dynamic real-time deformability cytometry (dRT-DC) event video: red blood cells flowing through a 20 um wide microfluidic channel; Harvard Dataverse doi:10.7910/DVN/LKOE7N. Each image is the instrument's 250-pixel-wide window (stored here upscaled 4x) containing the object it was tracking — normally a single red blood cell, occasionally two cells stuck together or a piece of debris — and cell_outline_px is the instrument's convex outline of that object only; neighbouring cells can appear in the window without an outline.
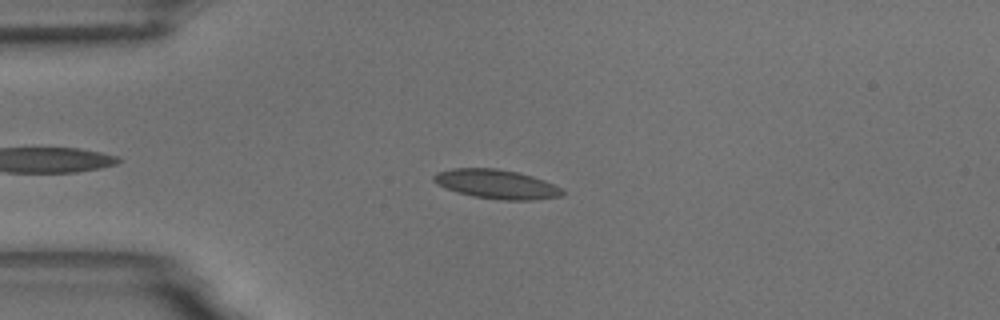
{"species": "common noctule bat (a hibernating species)", "species_latin": "Nyctalus noctula", "temperature_condition": "room temperature", "stored_images_in_passage": 48, "camera_frame_rate_fps": 3000, "um_per_image_px": 0.085, "animal": {"sex": "male", "body_mass_g": 18.8}, "frame": {"image": 1, "passage_image": 6, "time_ms": 1.667, "image_size_px": [1000, 320], "cell_outline_px": [[564, 196], [528, 200], [500, 200], [472, 196], [436, 184], [432, 180], [432, 176], [436, 172], [452, 168], [496, 168], [516, 172], [532, 176], [544, 180], [560, 188], [564, 192]], "centroid_in_image_um": [42.18, 15.65], "position_along_channel_um": 42.8, "area_um2": 21.73}}
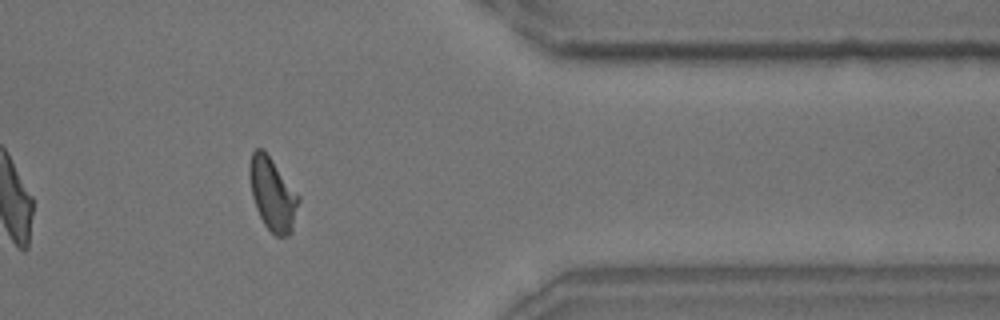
{"frame": {"image": 2, "passage_image": 38, "time_ms": 12.333, "image_size_px": [1000, 320], "cell_outline_px": [[300, 200], [292, 232], [288, 236], [276, 236], [264, 224], [256, 208], [252, 196], [248, 176], [248, 168], [252, 152], [256, 148], [264, 148], [300, 196]], "centroid_in_image_um": [23.17, 16.47], "position_along_channel_um": 388.2, "area_um2": 21.1}}
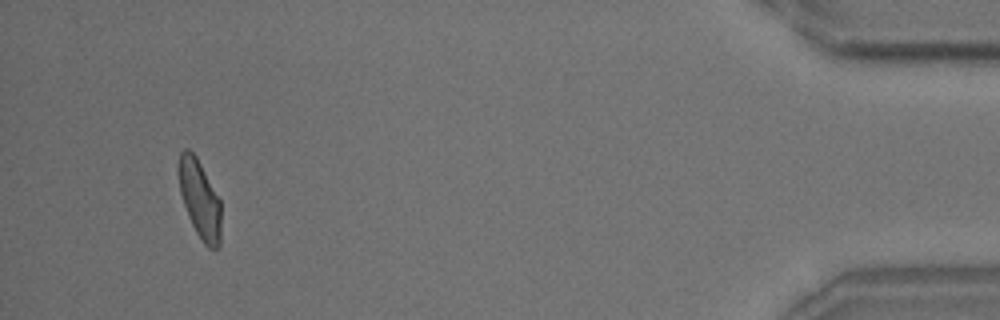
{"frame": {"image": 3, "passage_image": 45, "time_ms": 14.667, "image_size_px": [1000, 320], "cell_outline_px": [[220, 244], [216, 248], [208, 248], [200, 240], [188, 216], [180, 192], [176, 172], [176, 168], [180, 152], [184, 148], [188, 148], [196, 156], [220, 200]], "centroid_in_image_um": [16.93, 16.89], "position_along_channel_um": 418.3, "area_um2": 19.48}, "authors_computed_cell_mechanics": {"area_um2": 20.519, "velocity_mm_per_s": 3.6107, "shape_relaxation_time_tau1_ms": 4.2266, "shape_relaxation_time_tau2_ms": 0.7841, "deformation_change_tau1": 0.1132, "deformation_change_tau2": 0.0625}}